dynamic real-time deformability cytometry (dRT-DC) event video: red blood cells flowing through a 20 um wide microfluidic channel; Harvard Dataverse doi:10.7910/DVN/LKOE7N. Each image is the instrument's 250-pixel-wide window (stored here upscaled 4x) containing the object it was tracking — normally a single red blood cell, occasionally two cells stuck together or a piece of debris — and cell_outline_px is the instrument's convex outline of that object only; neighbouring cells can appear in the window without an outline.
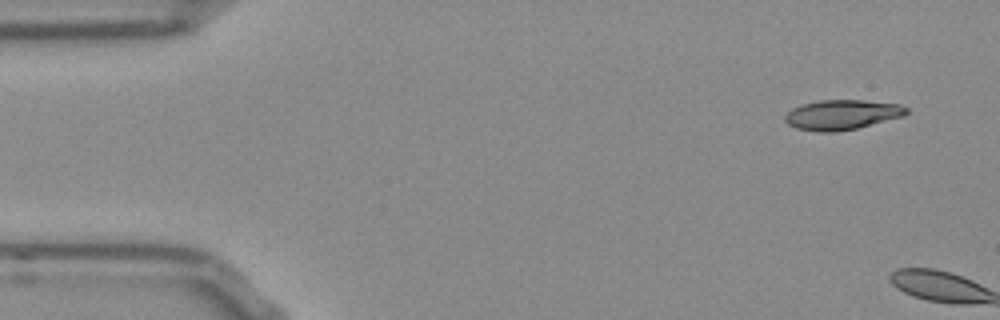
{"species": "Egyptian fruit bat (a non-hibernating species)", "species_latin": "Rousettus aegyptiacus", "temperature_condition": "room temperature", "stored_images_in_passage": 2, "camera_frame_rate_fps": 3000, "um_per_image_px": 0.085, "frame": {"image": 1, "passage_image": 1, "time_ms": 0.0, "image_size_px": [1000, 320], "cell_outline_px": [[908, 112], [904, 116], [856, 128], [836, 132], [816, 132], [796, 128], [788, 124], [784, 120], [784, 116], [792, 108], [800, 104], [820, 100], [864, 100], [900, 104], [908, 108]], "centroid_in_image_um": [71.55, 9.75], "position_along_channel_um": 13.5, "area_um2": 21.27}}